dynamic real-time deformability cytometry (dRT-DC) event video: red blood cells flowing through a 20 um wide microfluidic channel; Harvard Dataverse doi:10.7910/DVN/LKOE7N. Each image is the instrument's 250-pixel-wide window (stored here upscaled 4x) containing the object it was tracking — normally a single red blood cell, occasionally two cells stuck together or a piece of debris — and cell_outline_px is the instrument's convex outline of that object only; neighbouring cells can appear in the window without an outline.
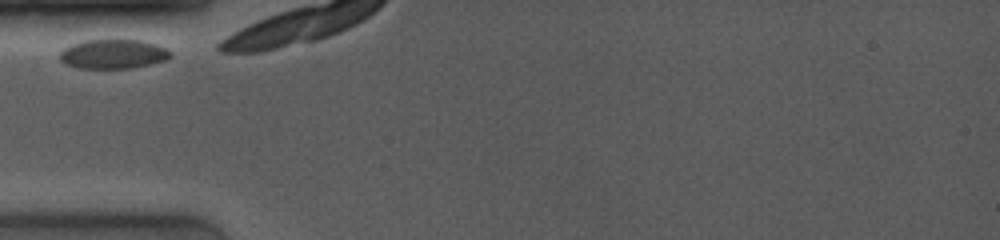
{"species": "common noctule bat (a hibernating species)", "species_latin": "Nyctalus noctula", "temperature_condition": "room temperature", "stored_images_in_passage": 8, "camera_frame_rate_fps": 4000, "um_per_image_px": 0.085, "animal": {"sex": "female", "body_mass_g": 19.0, "forearm_length_mm": 53.3}, "frame": {"image": 1, "passage_image": 1, "time_ms": 0.0, "image_size_px": [1000, 240], "cell_outline_px": [[172, 56], [164, 60], [132, 68], [80, 68], [68, 64], [60, 60], [60, 52], [64, 48], [72, 44], [84, 40], [140, 40], [156, 44], [172, 52]], "centroid_in_image_um": [9.62, 4.58], "position_along_channel_um": 75.4, "area_um2": 18.67}}